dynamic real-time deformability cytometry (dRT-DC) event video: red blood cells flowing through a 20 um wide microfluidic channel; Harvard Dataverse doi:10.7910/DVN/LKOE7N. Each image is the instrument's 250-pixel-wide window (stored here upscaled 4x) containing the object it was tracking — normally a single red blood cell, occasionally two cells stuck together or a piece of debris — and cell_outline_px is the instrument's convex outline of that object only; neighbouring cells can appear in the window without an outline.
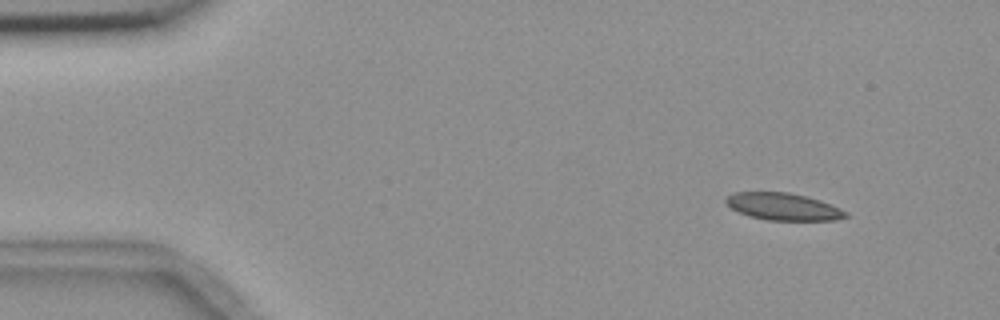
{"species": "common noctule bat (a hibernating species)", "species_latin": "Nyctalus noctula", "temperature_condition": "room temperature", "stored_images_in_passage": 4, "camera_frame_rate_fps": 3000, "um_per_image_px": 0.085, "animal": {"sex": "female", "body_mass_g": 18.4}, "frame": {"image": 1, "passage_image": 1, "time_ms": 0.0, "image_size_px": [1000, 320], "cell_outline_px": [[848, 216], [836, 220], [768, 220], [748, 216], [732, 208], [724, 200], [728, 196], [736, 192], [788, 192], [820, 200], [840, 208], [848, 212]], "centroid_in_image_um": [66.6, 17.57], "position_along_channel_um": 18.4, "area_um2": 18.79}}